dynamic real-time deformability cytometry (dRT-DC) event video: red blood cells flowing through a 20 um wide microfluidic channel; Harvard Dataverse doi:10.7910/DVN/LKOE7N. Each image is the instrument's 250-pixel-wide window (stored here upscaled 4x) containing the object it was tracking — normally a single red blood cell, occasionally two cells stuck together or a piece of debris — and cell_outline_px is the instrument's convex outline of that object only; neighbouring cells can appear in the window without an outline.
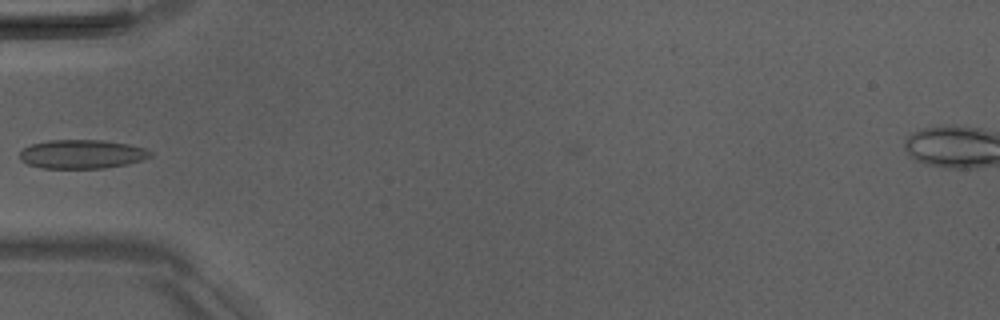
{"species": "Egyptian fruit bat (a non-hibernating species)", "species_latin": "Rousettus aegyptiacus", "temperature_condition": "room temperature", "stored_images_in_passage": 5, "camera_frame_rate_fps": 3000, "um_per_image_px": 0.085, "animal": {"sex": "male"}, "frame": {"image": 1, "passage_image": 5, "time_ms": 4.667, "image_size_px": [1000, 320], "cell_outline_px": [[152, 156], [128, 164], [104, 168], [40, 168], [28, 164], [20, 160], [20, 152], [24, 148], [32, 144], [48, 140], [100, 140], [128, 144], [144, 148], [152, 152]], "centroid_in_image_um": [6.95, 13.1], "position_along_channel_um": 78.1, "area_um2": 21.91}}